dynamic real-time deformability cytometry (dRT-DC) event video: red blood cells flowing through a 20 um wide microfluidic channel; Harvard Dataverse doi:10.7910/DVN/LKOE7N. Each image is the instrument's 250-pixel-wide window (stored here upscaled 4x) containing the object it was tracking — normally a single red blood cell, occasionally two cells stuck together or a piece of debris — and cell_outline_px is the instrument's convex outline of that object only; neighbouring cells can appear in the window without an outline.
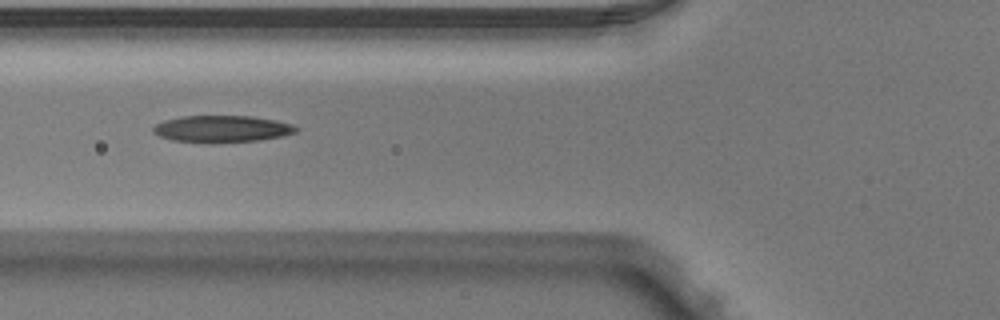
{"species": "Egyptian fruit bat (a non-hibernating species)", "species_latin": "Rousettus aegyptiacus", "temperature_condition": "warm", "stored_images_in_passage": 7, "camera_frame_rate_fps": 3000, "um_per_image_px": 0.085, "animal": {"sex": "male"}, "frame": {"image": 1, "passage_image": 5, "time_ms": 1.333, "image_size_px": [1000, 320], "cell_outline_px": [[300, 128], [296, 132], [280, 136], [256, 140], [172, 140], [160, 136], [152, 132], [152, 128], [156, 124], [164, 120], [184, 116], [252, 116], [276, 120], [292, 124]], "centroid_in_image_um": [18.88, 10.9], "position_along_channel_um": 106.9, "area_um2": 21.27}}
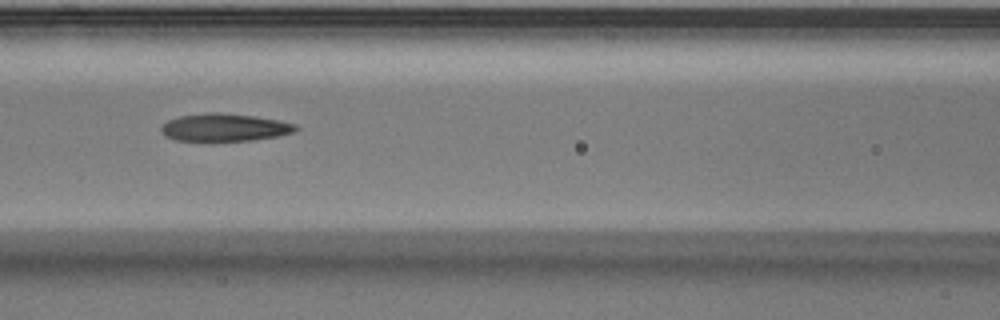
{"frame": {"image": 2, "passage_image": 6, "time_ms": 1.667, "image_size_px": [1000, 320], "cell_outline_px": [[300, 128], [292, 132], [276, 136], [252, 140], [212, 144], [208, 144], [176, 140], [164, 136], [160, 132], [160, 128], [168, 120], [180, 116], [204, 112], [220, 112], [256, 116], [280, 120], [296, 124]], "centroid_in_image_um": [19.03, 10.87], "position_along_channel_um": 147.6, "area_um2": 22.83}}
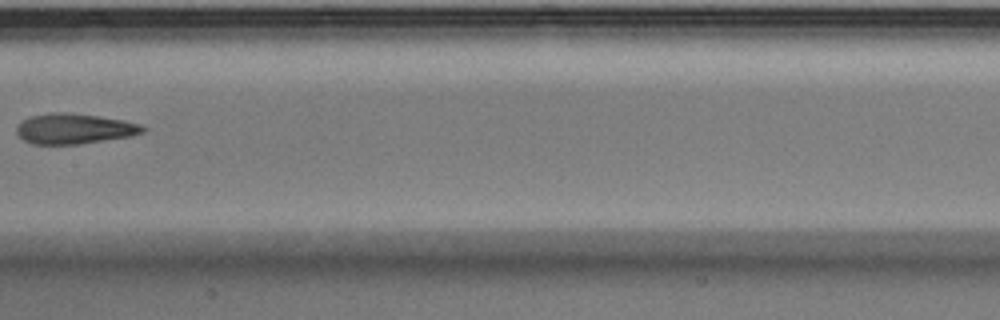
{"frame": {"image": 3, "passage_image": 7, "time_ms": 2.0, "image_size_px": [1000, 320], "cell_outline_px": [[144, 132], [132, 136], [76, 144], [32, 144], [24, 140], [16, 132], [16, 128], [24, 120], [32, 116], [52, 112], [64, 112], [96, 116], [124, 120], [144, 124]], "centroid_in_image_um": [6.35, 10.94], "position_along_channel_um": 201.1, "area_um2": 22.08}}